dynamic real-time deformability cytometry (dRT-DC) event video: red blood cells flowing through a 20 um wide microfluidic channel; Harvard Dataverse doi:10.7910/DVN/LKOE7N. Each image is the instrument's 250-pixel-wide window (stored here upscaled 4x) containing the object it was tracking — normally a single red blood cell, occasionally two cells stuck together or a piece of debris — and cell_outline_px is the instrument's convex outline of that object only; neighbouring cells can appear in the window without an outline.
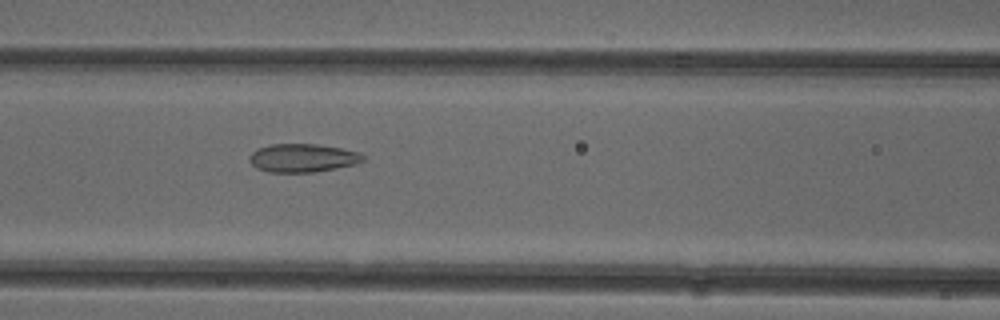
{"species": "common noctule bat (a hibernating species)", "species_latin": "Nyctalus noctula", "temperature_condition": "cold", "stored_images_in_passage": 38, "camera_frame_rate_fps": 3000, "um_per_image_px": 0.085, "animal": {"sex": "female"}, "frame": {"image": 1, "passage_image": 8, "time_ms": 2.333, "image_size_px": [1000, 320], "cell_outline_px": [[364, 160], [356, 164], [312, 172], [268, 172], [256, 168], [248, 160], [248, 156], [256, 148], [272, 144], [316, 144], [340, 148], [360, 152], [364, 156]], "centroid_in_image_um": [25.69, 13.42], "position_along_channel_um": 140.9, "area_um2": 18.79}}
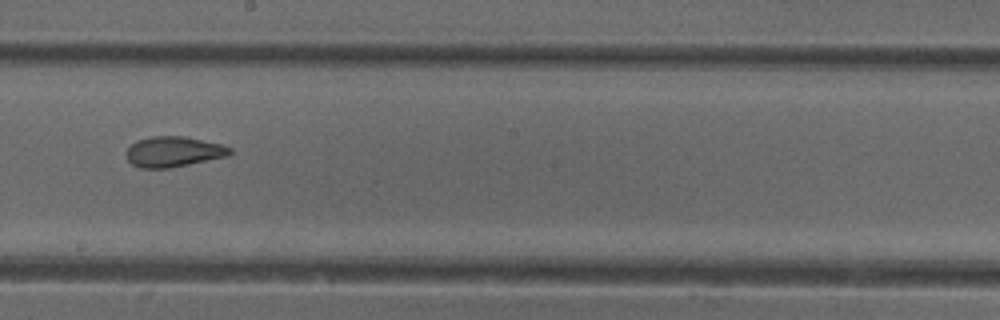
{"frame": {"image": 2, "passage_image": 15, "time_ms": 4.667, "image_size_px": [1000, 320], "cell_outline_px": [[232, 152], [228, 156], [168, 168], [140, 168], [132, 164], [128, 160], [128, 148], [136, 140], [152, 136], [184, 136], [220, 144], [232, 148]], "centroid_in_image_um": [14.75, 12.89], "position_along_channel_um": 233.4, "area_um2": 18.15}}
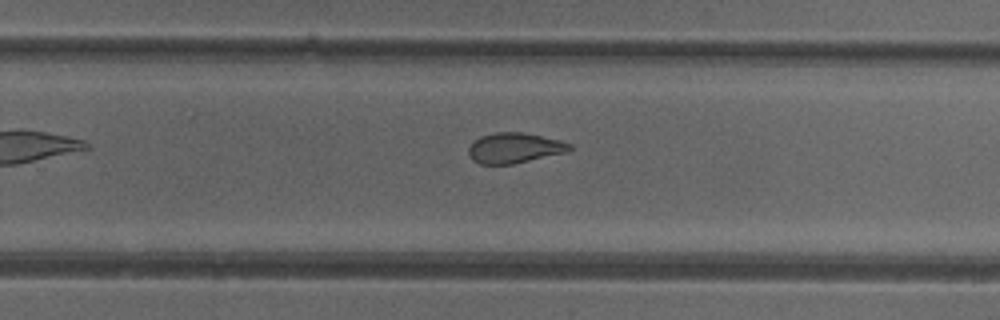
{"frame": {"image": 3, "passage_image": 19, "time_ms": 6.0, "image_size_px": [1000, 320], "cell_outline_px": [[572, 148], [568, 152], [512, 164], [480, 164], [472, 160], [468, 152], [468, 148], [480, 136], [496, 132], [524, 132], [560, 140], [572, 144]], "centroid_in_image_um": [43.75, 12.57], "position_along_channel_um": 286.1, "area_um2": 17.86}, "authors_computed_cell_mechanics": {"area_um2": 19.074, "velocity_mm_per_s": 3.974, "shape_relaxation_time_tau1_ms": null, "shape_relaxation_time_tau2_ms": 1.8937, "deformation_change_tau1": null, "deformation_change_tau2": 0.1004}}